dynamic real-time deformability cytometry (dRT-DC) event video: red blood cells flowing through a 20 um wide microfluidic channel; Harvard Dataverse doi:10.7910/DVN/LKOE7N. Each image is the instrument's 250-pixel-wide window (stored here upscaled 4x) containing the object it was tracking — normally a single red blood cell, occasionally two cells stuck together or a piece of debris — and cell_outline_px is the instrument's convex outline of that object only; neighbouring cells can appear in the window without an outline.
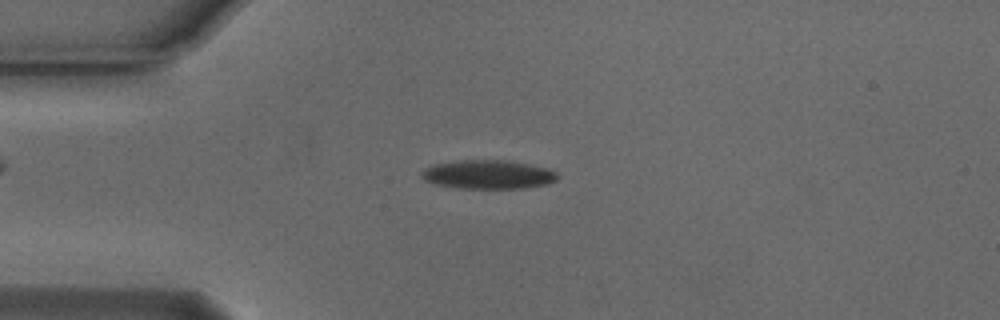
{"species": "Egyptian fruit bat (a non-hibernating species)", "species_latin": "Rousettus aegyptiacus", "temperature_condition": "cold", "stored_images_in_passage": 54, "camera_frame_rate_fps": 3000, "um_per_image_px": 0.085, "animal": {"sex": "male"}, "frame": {"image": 1, "passage_image": 13, "time_ms": 4.0, "image_size_px": [1000, 320], "cell_outline_px": [[560, 176], [556, 180], [548, 184], [524, 188], [456, 188], [436, 184], [424, 180], [420, 176], [420, 172], [424, 168], [436, 164], [460, 160], [504, 160], [528, 164], [548, 168], [556, 172]], "centroid_in_image_um": [41.49, 14.83], "position_along_channel_um": 43.5, "area_um2": 22.89}}
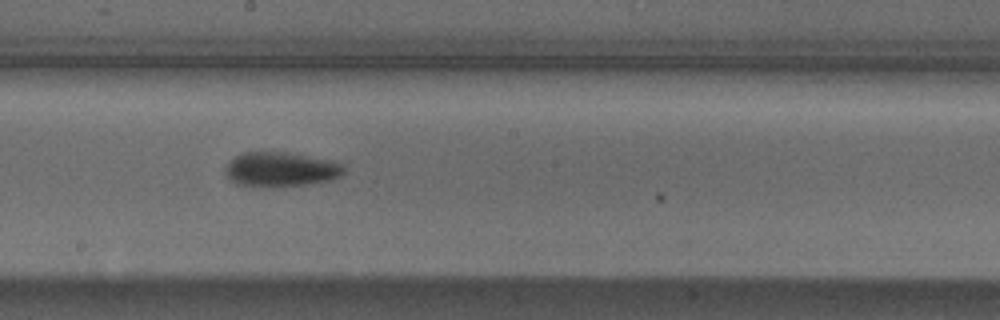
{"frame": {"image": 2, "passage_image": 29, "time_ms": 9.333, "image_size_px": [1000, 320], "cell_outline_px": [[344, 172], [340, 176], [328, 180], [304, 184], [268, 188], [264, 188], [236, 184], [224, 172], [224, 168], [236, 156], [244, 152], [288, 152], [332, 160], [344, 164]], "centroid_in_image_um": [23.86, 14.4], "position_along_channel_um": 224.3, "area_um2": 23.99}}
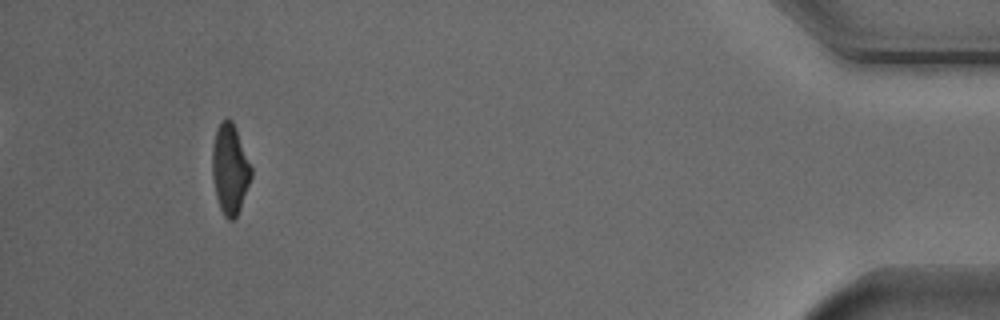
{"frame": {"image": 3, "passage_image": 50, "time_ms": 16.333, "image_size_px": [1000, 320], "cell_outline_px": [[252, 176], [240, 208], [236, 216], [232, 220], [228, 220], [224, 216], [220, 208], [216, 196], [212, 176], [212, 144], [216, 128], [228, 116], [232, 120], [236, 128], [252, 168]], "centroid_in_image_um": [19.53, 14.35], "position_along_channel_um": 415.7, "area_um2": 20.46}, "authors_computed_cell_mechanics": {"area_um2": 21.8195, "velocity_mm_per_s": 3.7789, "shape_relaxation_time_tau1_ms": 3.8788, "shape_relaxation_time_tau2_ms": null, "deformation_change_tau1": 0.1328, "deformation_change_tau2": null}}